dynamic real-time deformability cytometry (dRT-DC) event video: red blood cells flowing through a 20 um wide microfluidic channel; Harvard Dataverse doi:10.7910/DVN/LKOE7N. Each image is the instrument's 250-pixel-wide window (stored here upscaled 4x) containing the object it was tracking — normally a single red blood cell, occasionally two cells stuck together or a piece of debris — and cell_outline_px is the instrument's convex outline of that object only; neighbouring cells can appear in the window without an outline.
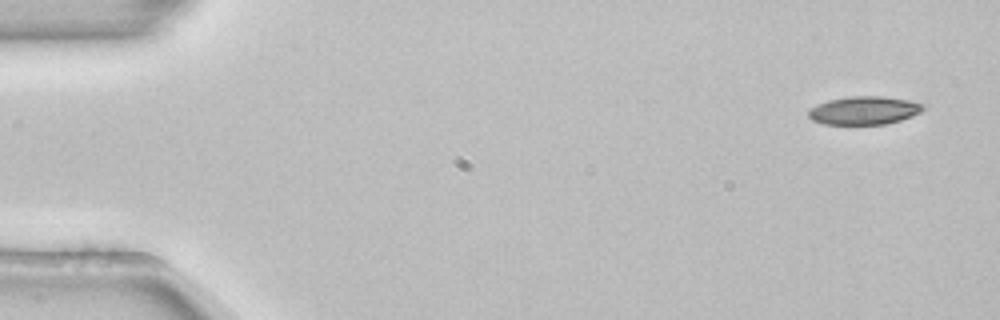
{"species": "common noctule bat (a hibernating species)", "species_latin": "Nyctalus noctula", "temperature_condition": "room temperature", "stored_images_in_passage": 52, "camera_frame_rate_fps": 3000, "um_per_image_px": 0.085, "animal": {"sex": "female", "body_mass_g": 22.7, "forearm_length_mm": 54.2}, "frame": {"image": 1, "passage_image": 1, "time_ms": 0.0, "image_size_px": [1000, 320], "cell_outline_px": [[928, 104], [920, 112], [912, 116], [900, 120], [884, 124], [824, 124], [812, 120], [808, 116], [808, 108], [816, 104], [828, 100], [848, 96], [884, 96], [912, 100]], "centroid_in_image_um": [73.46, 9.37], "position_along_channel_um": 11.5, "area_um2": 19.19}}
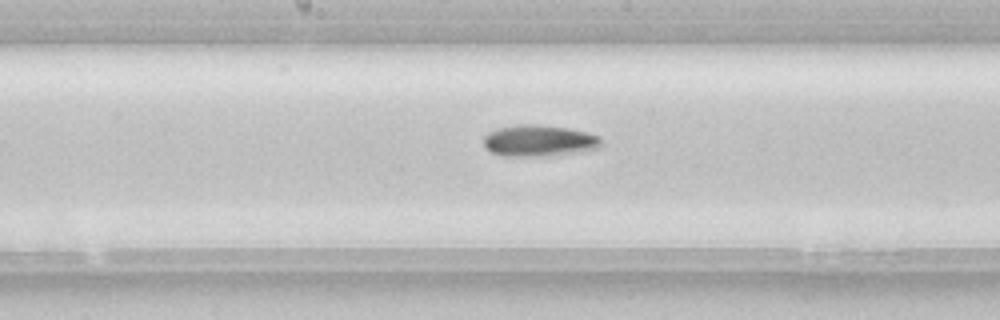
{"frame": {"image": 2, "passage_image": 26, "time_ms": 8.333, "image_size_px": [1000, 320], "cell_outline_px": [[600, 144], [596, 148], [572, 152], [540, 156], [504, 156], [492, 152], [484, 148], [484, 136], [488, 132], [496, 128], [520, 124], [536, 124], [568, 128], [600, 136]], "centroid_in_image_um": [45.72, 11.94], "position_along_channel_um": 202.5, "area_um2": 21.21}}
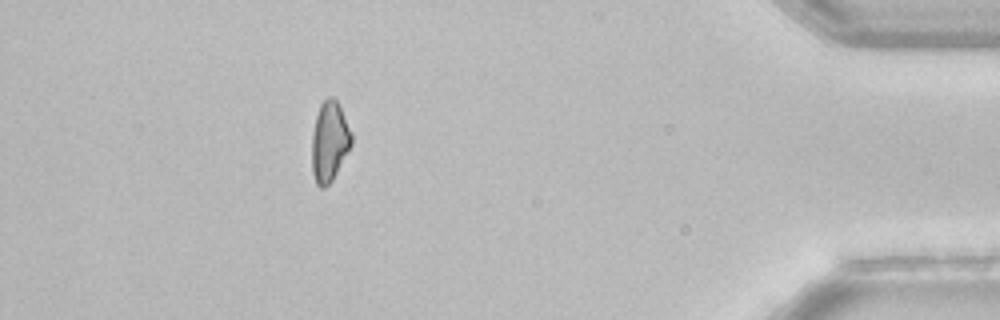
{"frame": {"image": 3, "passage_image": 46, "time_ms": 15.0, "image_size_px": [1000, 320], "cell_outline_px": [[352, 144], [332, 180], [324, 188], [320, 188], [316, 184], [312, 172], [312, 132], [316, 116], [320, 104], [328, 96], [332, 96], [340, 104], [352, 132]], "centroid_in_image_um": [28.01, 12.0], "position_along_channel_um": 407.2, "area_um2": 18.67}}